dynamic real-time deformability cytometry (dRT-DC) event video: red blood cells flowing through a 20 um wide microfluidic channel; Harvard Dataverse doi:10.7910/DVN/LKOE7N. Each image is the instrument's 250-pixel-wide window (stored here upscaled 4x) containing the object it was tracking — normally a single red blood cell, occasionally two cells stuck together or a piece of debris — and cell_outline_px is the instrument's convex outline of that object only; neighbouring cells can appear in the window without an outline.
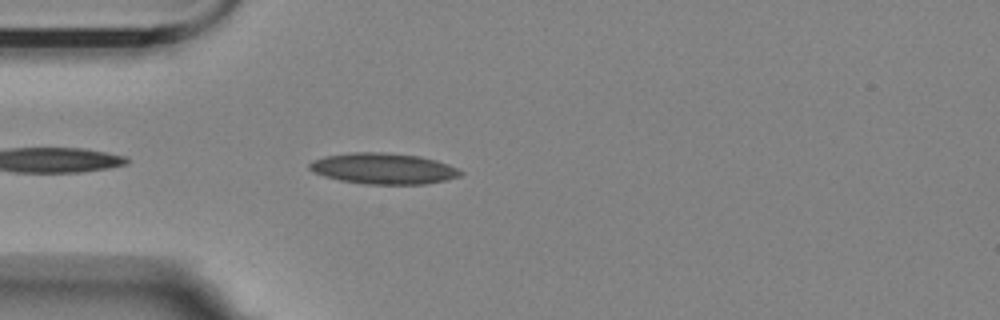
{"species": "Egyptian fruit bat (a non-hibernating species)", "species_latin": "Rousettus aegyptiacus", "temperature_condition": "room temperature", "stored_images_in_passage": 28, "camera_frame_rate_fps": 3000, "um_per_image_px": 0.085, "animal": {"sex": "female"}, "frame": {"image": 1, "passage_image": 3, "time_ms": 0.667, "image_size_px": [1000, 320], "cell_outline_px": [[464, 172], [460, 176], [444, 180], [424, 184], [364, 184], [340, 180], [324, 176], [312, 172], [308, 168], [308, 164], [312, 160], [324, 156], [352, 152], [384, 152], [420, 156], [436, 160], [448, 164]], "centroid_in_image_um": [32.55, 14.32], "position_along_channel_um": 52.5, "area_um2": 27.34}}
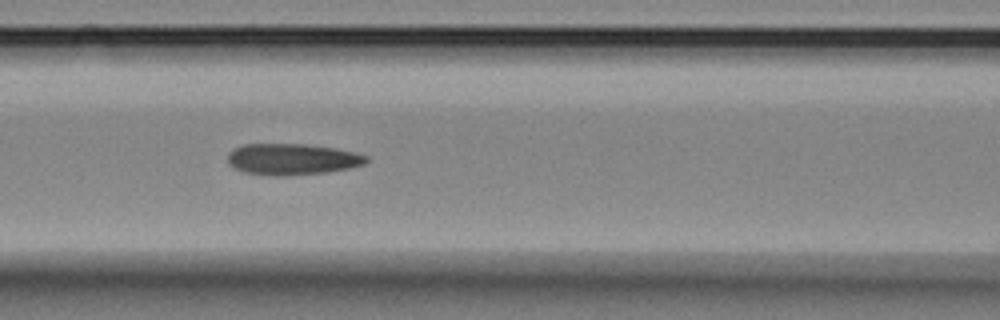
{"frame": {"image": 2, "passage_image": 11, "time_ms": 3.333, "image_size_px": [1000, 320], "cell_outline_px": [[368, 160], [364, 164], [348, 168], [328, 172], [288, 176], [272, 176], [244, 172], [228, 164], [228, 152], [244, 144], [304, 144], [336, 148], [368, 156]], "centroid_in_image_um": [24.82, 13.54], "position_along_channel_um": 141.8, "area_um2": 25.26}}
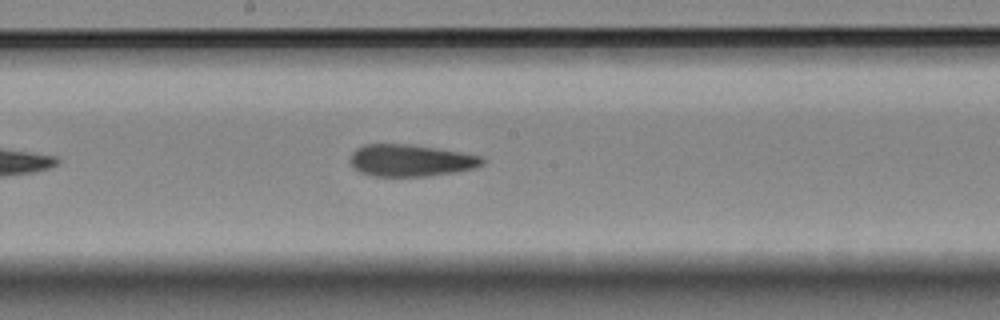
{"frame": {"image": 3, "passage_image": 17, "time_ms": 5.333, "image_size_px": [1000, 320], "cell_outline_px": [[484, 164], [472, 168], [456, 172], [428, 176], [372, 176], [360, 172], [352, 164], [352, 152], [356, 148], [364, 144], [408, 144], [436, 148], [484, 156]], "centroid_in_image_um": [34.93, 13.63], "position_along_channel_um": 213.3, "area_um2": 24.45}}